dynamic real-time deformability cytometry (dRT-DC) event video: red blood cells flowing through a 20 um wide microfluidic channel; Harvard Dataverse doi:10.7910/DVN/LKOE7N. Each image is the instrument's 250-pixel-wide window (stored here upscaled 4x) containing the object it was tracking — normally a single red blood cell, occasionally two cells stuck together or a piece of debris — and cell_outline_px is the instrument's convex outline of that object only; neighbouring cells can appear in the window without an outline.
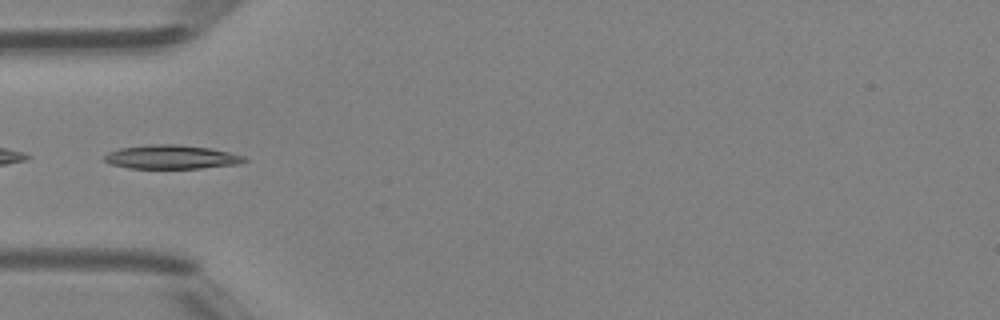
{"species": "Egyptian fruit bat (a non-hibernating species)", "species_latin": "Rousettus aegyptiacus", "temperature_condition": "room temperature", "stored_images_in_passage": 47, "camera_frame_rate_fps": 3000, "um_per_image_px": 0.085, "animal": {"sex": "female"}, "frame": {"image": 1, "passage_image": 15, "time_ms": 4.667, "image_size_px": [1000, 320], "cell_outline_px": [[248, 160], [240, 164], [200, 168], [128, 168], [112, 164], [104, 160], [104, 156], [108, 152], [120, 148], [148, 144], [180, 144], [212, 148], [244, 156]], "centroid_in_image_um": [14.59, 13.34], "position_along_channel_um": 70.4, "area_um2": 19.54}}
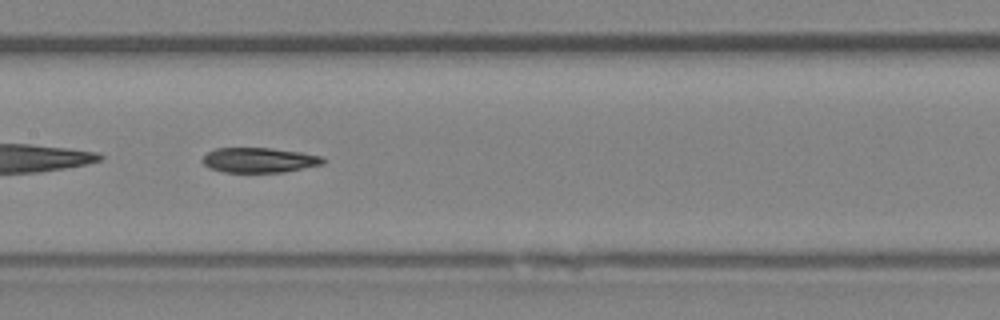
{"frame": {"image": 2, "passage_image": 23, "time_ms": 7.333, "image_size_px": [1000, 320], "cell_outline_px": [[324, 164], [284, 172], [224, 172], [208, 168], [200, 160], [208, 152], [216, 148], [272, 148], [300, 152], [324, 156]], "centroid_in_image_um": [22.03, 13.61], "position_along_channel_um": 185.4, "area_um2": 17.63}}
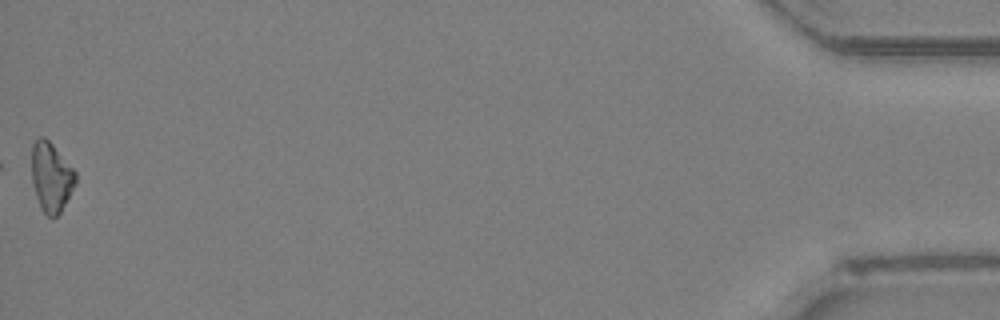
{"frame": {"image": 3, "passage_image": 47, "time_ms": 15.333, "image_size_px": [1000, 320], "cell_outline_px": [[76, 184], [60, 212], [56, 216], [48, 216], [40, 208], [36, 196], [32, 180], [32, 144], [40, 136], [44, 136], [52, 144], [76, 172]], "centroid_in_image_um": [4.35, 15.04], "position_along_channel_um": 430.9, "area_um2": 17.57}, "authors_computed_cell_mechanics": {"area_um2": 17.918, "velocity_mm_per_s": 4.327, "shape_relaxation_time_tau1_ms": 9.843, "shape_relaxation_time_tau2_ms": null, "deformation_change_tau1": 0.2404, "deformation_change_tau2": null}}